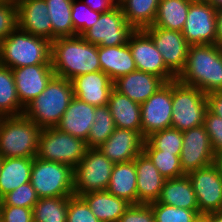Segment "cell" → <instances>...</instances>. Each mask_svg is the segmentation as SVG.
Returning a JSON list of instances; mask_svg holds the SVG:
<instances>
[{"instance_id": "obj_45", "label": "cell", "mask_w": 222, "mask_h": 222, "mask_svg": "<svg viewBox=\"0 0 222 222\" xmlns=\"http://www.w3.org/2000/svg\"><path fill=\"white\" fill-rule=\"evenodd\" d=\"M0 222H33V210L11 205H0Z\"/></svg>"}, {"instance_id": "obj_20", "label": "cell", "mask_w": 222, "mask_h": 222, "mask_svg": "<svg viewBox=\"0 0 222 222\" xmlns=\"http://www.w3.org/2000/svg\"><path fill=\"white\" fill-rule=\"evenodd\" d=\"M18 28L52 42V25L45 0H16Z\"/></svg>"}, {"instance_id": "obj_21", "label": "cell", "mask_w": 222, "mask_h": 222, "mask_svg": "<svg viewBox=\"0 0 222 222\" xmlns=\"http://www.w3.org/2000/svg\"><path fill=\"white\" fill-rule=\"evenodd\" d=\"M133 161L137 173V204L157 202L166 179L143 151Z\"/></svg>"}, {"instance_id": "obj_44", "label": "cell", "mask_w": 222, "mask_h": 222, "mask_svg": "<svg viewBox=\"0 0 222 222\" xmlns=\"http://www.w3.org/2000/svg\"><path fill=\"white\" fill-rule=\"evenodd\" d=\"M118 222H155L150 204H130Z\"/></svg>"}, {"instance_id": "obj_16", "label": "cell", "mask_w": 222, "mask_h": 222, "mask_svg": "<svg viewBox=\"0 0 222 222\" xmlns=\"http://www.w3.org/2000/svg\"><path fill=\"white\" fill-rule=\"evenodd\" d=\"M128 45L137 70L160 77L165 83L177 79L166 67L152 39L143 30H135L128 39Z\"/></svg>"}, {"instance_id": "obj_48", "label": "cell", "mask_w": 222, "mask_h": 222, "mask_svg": "<svg viewBox=\"0 0 222 222\" xmlns=\"http://www.w3.org/2000/svg\"><path fill=\"white\" fill-rule=\"evenodd\" d=\"M216 44L222 48V7L217 10V38Z\"/></svg>"}, {"instance_id": "obj_32", "label": "cell", "mask_w": 222, "mask_h": 222, "mask_svg": "<svg viewBox=\"0 0 222 222\" xmlns=\"http://www.w3.org/2000/svg\"><path fill=\"white\" fill-rule=\"evenodd\" d=\"M52 25V41L59 37H74L71 18L73 0H45Z\"/></svg>"}, {"instance_id": "obj_11", "label": "cell", "mask_w": 222, "mask_h": 222, "mask_svg": "<svg viewBox=\"0 0 222 222\" xmlns=\"http://www.w3.org/2000/svg\"><path fill=\"white\" fill-rule=\"evenodd\" d=\"M217 10L206 0L190 3L182 34L189 45L216 44Z\"/></svg>"}, {"instance_id": "obj_10", "label": "cell", "mask_w": 222, "mask_h": 222, "mask_svg": "<svg viewBox=\"0 0 222 222\" xmlns=\"http://www.w3.org/2000/svg\"><path fill=\"white\" fill-rule=\"evenodd\" d=\"M134 31L117 4L110 11L101 13L94 26L86 30L81 37L97 46H119L127 44Z\"/></svg>"}, {"instance_id": "obj_23", "label": "cell", "mask_w": 222, "mask_h": 222, "mask_svg": "<svg viewBox=\"0 0 222 222\" xmlns=\"http://www.w3.org/2000/svg\"><path fill=\"white\" fill-rule=\"evenodd\" d=\"M96 107L73 97L56 126L60 131L87 141Z\"/></svg>"}, {"instance_id": "obj_46", "label": "cell", "mask_w": 222, "mask_h": 222, "mask_svg": "<svg viewBox=\"0 0 222 222\" xmlns=\"http://www.w3.org/2000/svg\"><path fill=\"white\" fill-rule=\"evenodd\" d=\"M208 110L222 118V91L207 95Z\"/></svg>"}, {"instance_id": "obj_38", "label": "cell", "mask_w": 222, "mask_h": 222, "mask_svg": "<svg viewBox=\"0 0 222 222\" xmlns=\"http://www.w3.org/2000/svg\"><path fill=\"white\" fill-rule=\"evenodd\" d=\"M155 150H161L163 153H173L180 155L182 148V131L175 128H166L157 131L145 139Z\"/></svg>"}, {"instance_id": "obj_39", "label": "cell", "mask_w": 222, "mask_h": 222, "mask_svg": "<svg viewBox=\"0 0 222 222\" xmlns=\"http://www.w3.org/2000/svg\"><path fill=\"white\" fill-rule=\"evenodd\" d=\"M100 14L92 10L82 0H73L71 18L74 27V36H81L86 30L94 26Z\"/></svg>"}, {"instance_id": "obj_37", "label": "cell", "mask_w": 222, "mask_h": 222, "mask_svg": "<svg viewBox=\"0 0 222 222\" xmlns=\"http://www.w3.org/2000/svg\"><path fill=\"white\" fill-rule=\"evenodd\" d=\"M154 214L155 222H201L199 210H188L175 206L150 203Z\"/></svg>"}, {"instance_id": "obj_36", "label": "cell", "mask_w": 222, "mask_h": 222, "mask_svg": "<svg viewBox=\"0 0 222 222\" xmlns=\"http://www.w3.org/2000/svg\"><path fill=\"white\" fill-rule=\"evenodd\" d=\"M143 152L150 158L165 179L177 178L185 175L180 165V155L163 153L155 150L146 140L143 144Z\"/></svg>"}, {"instance_id": "obj_31", "label": "cell", "mask_w": 222, "mask_h": 222, "mask_svg": "<svg viewBox=\"0 0 222 222\" xmlns=\"http://www.w3.org/2000/svg\"><path fill=\"white\" fill-rule=\"evenodd\" d=\"M193 0H160L156 19L152 26L182 31L190 3Z\"/></svg>"}, {"instance_id": "obj_22", "label": "cell", "mask_w": 222, "mask_h": 222, "mask_svg": "<svg viewBox=\"0 0 222 222\" xmlns=\"http://www.w3.org/2000/svg\"><path fill=\"white\" fill-rule=\"evenodd\" d=\"M164 84L160 77L135 70L113 81V89L142 104Z\"/></svg>"}, {"instance_id": "obj_8", "label": "cell", "mask_w": 222, "mask_h": 222, "mask_svg": "<svg viewBox=\"0 0 222 222\" xmlns=\"http://www.w3.org/2000/svg\"><path fill=\"white\" fill-rule=\"evenodd\" d=\"M88 146L85 140L60 131L57 127L41 129L36 157L60 162L73 169L86 155Z\"/></svg>"}, {"instance_id": "obj_51", "label": "cell", "mask_w": 222, "mask_h": 222, "mask_svg": "<svg viewBox=\"0 0 222 222\" xmlns=\"http://www.w3.org/2000/svg\"><path fill=\"white\" fill-rule=\"evenodd\" d=\"M209 2L213 7L220 8L222 7V0H206Z\"/></svg>"}, {"instance_id": "obj_25", "label": "cell", "mask_w": 222, "mask_h": 222, "mask_svg": "<svg viewBox=\"0 0 222 222\" xmlns=\"http://www.w3.org/2000/svg\"><path fill=\"white\" fill-rule=\"evenodd\" d=\"M108 107L116 128L138 131L142 135L141 104L113 89L109 96Z\"/></svg>"}, {"instance_id": "obj_26", "label": "cell", "mask_w": 222, "mask_h": 222, "mask_svg": "<svg viewBox=\"0 0 222 222\" xmlns=\"http://www.w3.org/2000/svg\"><path fill=\"white\" fill-rule=\"evenodd\" d=\"M157 202L188 210H199L188 175L166 179Z\"/></svg>"}, {"instance_id": "obj_18", "label": "cell", "mask_w": 222, "mask_h": 222, "mask_svg": "<svg viewBox=\"0 0 222 222\" xmlns=\"http://www.w3.org/2000/svg\"><path fill=\"white\" fill-rule=\"evenodd\" d=\"M144 138L138 131L115 128L98 149L113 163L133 161L142 151Z\"/></svg>"}, {"instance_id": "obj_6", "label": "cell", "mask_w": 222, "mask_h": 222, "mask_svg": "<svg viewBox=\"0 0 222 222\" xmlns=\"http://www.w3.org/2000/svg\"><path fill=\"white\" fill-rule=\"evenodd\" d=\"M30 182L38 198L74 195V169L67 164L34 157Z\"/></svg>"}, {"instance_id": "obj_14", "label": "cell", "mask_w": 222, "mask_h": 222, "mask_svg": "<svg viewBox=\"0 0 222 222\" xmlns=\"http://www.w3.org/2000/svg\"><path fill=\"white\" fill-rule=\"evenodd\" d=\"M172 122V81L166 82L144 103L141 104L142 136L171 127Z\"/></svg>"}, {"instance_id": "obj_50", "label": "cell", "mask_w": 222, "mask_h": 222, "mask_svg": "<svg viewBox=\"0 0 222 222\" xmlns=\"http://www.w3.org/2000/svg\"><path fill=\"white\" fill-rule=\"evenodd\" d=\"M214 164L217 166L222 177V153L215 155Z\"/></svg>"}, {"instance_id": "obj_7", "label": "cell", "mask_w": 222, "mask_h": 222, "mask_svg": "<svg viewBox=\"0 0 222 222\" xmlns=\"http://www.w3.org/2000/svg\"><path fill=\"white\" fill-rule=\"evenodd\" d=\"M207 110V95L202 90L172 81V128L183 132L203 125Z\"/></svg>"}, {"instance_id": "obj_47", "label": "cell", "mask_w": 222, "mask_h": 222, "mask_svg": "<svg viewBox=\"0 0 222 222\" xmlns=\"http://www.w3.org/2000/svg\"><path fill=\"white\" fill-rule=\"evenodd\" d=\"M87 4L92 10L105 13L110 11L113 7L117 5L115 0H82Z\"/></svg>"}, {"instance_id": "obj_5", "label": "cell", "mask_w": 222, "mask_h": 222, "mask_svg": "<svg viewBox=\"0 0 222 222\" xmlns=\"http://www.w3.org/2000/svg\"><path fill=\"white\" fill-rule=\"evenodd\" d=\"M41 128L24 114L0 117V156L34 158Z\"/></svg>"}, {"instance_id": "obj_29", "label": "cell", "mask_w": 222, "mask_h": 222, "mask_svg": "<svg viewBox=\"0 0 222 222\" xmlns=\"http://www.w3.org/2000/svg\"><path fill=\"white\" fill-rule=\"evenodd\" d=\"M34 158H2L0 199L20 185L30 182Z\"/></svg>"}, {"instance_id": "obj_17", "label": "cell", "mask_w": 222, "mask_h": 222, "mask_svg": "<svg viewBox=\"0 0 222 222\" xmlns=\"http://www.w3.org/2000/svg\"><path fill=\"white\" fill-rule=\"evenodd\" d=\"M16 92L25 108L46 88L55 76L52 64H36L12 69Z\"/></svg>"}, {"instance_id": "obj_30", "label": "cell", "mask_w": 222, "mask_h": 222, "mask_svg": "<svg viewBox=\"0 0 222 222\" xmlns=\"http://www.w3.org/2000/svg\"><path fill=\"white\" fill-rule=\"evenodd\" d=\"M160 0H120L127 23L134 30H143L153 25Z\"/></svg>"}, {"instance_id": "obj_2", "label": "cell", "mask_w": 222, "mask_h": 222, "mask_svg": "<svg viewBox=\"0 0 222 222\" xmlns=\"http://www.w3.org/2000/svg\"><path fill=\"white\" fill-rule=\"evenodd\" d=\"M205 95L222 91V48L217 44L190 45L184 70L177 77Z\"/></svg>"}, {"instance_id": "obj_40", "label": "cell", "mask_w": 222, "mask_h": 222, "mask_svg": "<svg viewBox=\"0 0 222 222\" xmlns=\"http://www.w3.org/2000/svg\"><path fill=\"white\" fill-rule=\"evenodd\" d=\"M38 199L39 198L35 189L31 185V182H28L4 195L0 199V205H11L33 209Z\"/></svg>"}, {"instance_id": "obj_19", "label": "cell", "mask_w": 222, "mask_h": 222, "mask_svg": "<svg viewBox=\"0 0 222 222\" xmlns=\"http://www.w3.org/2000/svg\"><path fill=\"white\" fill-rule=\"evenodd\" d=\"M74 97L95 107L108 105L113 81L103 71L79 75L71 80Z\"/></svg>"}, {"instance_id": "obj_35", "label": "cell", "mask_w": 222, "mask_h": 222, "mask_svg": "<svg viewBox=\"0 0 222 222\" xmlns=\"http://www.w3.org/2000/svg\"><path fill=\"white\" fill-rule=\"evenodd\" d=\"M95 119L87 138L88 148H98L115 130V123L108 105L95 109Z\"/></svg>"}, {"instance_id": "obj_43", "label": "cell", "mask_w": 222, "mask_h": 222, "mask_svg": "<svg viewBox=\"0 0 222 222\" xmlns=\"http://www.w3.org/2000/svg\"><path fill=\"white\" fill-rule=\"evenodd\" d=\"M203 126L209 135L215 155L222 153V118L207 110Z\"/></svg>"}, {"instance_id": "obj_13", "label": "cell", "mask_w": 222, "mask_h": 222, "mask_svg": "<svg viewBox=\"0 0 222 222\" xmlns=\"http://www.w3.org/2000/svg\"><path fill=\"white\" fill-rule=\"evenodd\" d=\"M180 165L185 175L214 163L215 153L203 125L182 132Z\"/></svg>"}, {"instance_id": "obj_49", "label": "cell", "mask_w": 222, "mask_h": 222, "mask_svg": "<svg viewBox=\"0 0 222 222\" xmlns=\"http://www.w3.org/2000/svg\"><path fill=\"white\" fill-rule=\"evenodd\" d=\"M201 222H222V211L203 215L201 217Z\"/></svg>"}, {"instance_id": "obj_1", "label": "cell", "mask_w": 222, "mask_h": 222, "mask_svg": "<svg viewBox=\"0 0 222 222\" xmlns=\"http://www.w3.org/2000/svg\"><path fill=\"white\" fill-rule=\"evenodd\" d=\"M51 62L55 76L70 81L79 75L101 71L98 46L81 36L59 37L52 41Z\"/></svg>"}, {"instance_id": "obj_24", "label": "cell", "mask_w": 222, "mask_h": 222, "mask_svg": "<svg viewBox=\"0 0 222 222\" xmlns=\"http://www.w3.org/2000/svg\"><path fill=\"white\" fill-rule=\"evenodd\" d=\"M101 71L112 81L137 70L128 43L119 46H98Z\"/></svg>"}, {"instance_id": "obj_34", "label": "cell", "mask_w": 222, "mask_h": 222, "mask_svg": "<svg viewBox=\"0 0 222 222\" xmlns=\"http://www.w3.org/2000/svg\"><path fill=\"white\" fill-rule=\"evenodd\" d=\"M68 197L39 198L33 207V222H66Z\"/></svg>"}, {"instance_id": "obj_27", "label": "cell", "mask_w": 222, "mask_h": 222, "mask_svg": "<svg viewBox=\"0 0 222 222\" xmlns=\"http://www.w3.org/2000/svg\"><path fill=\"white\" fill-rule=\"evenodd\" d=\"M100 222H118L130 203L106 191H97L81 196Z\"/></svg>"}, {"instance_id": "obj_33", "label": "cell", "mask_w": 222, "mask_h": 222, "mask_svg": "<svg viewBox=\"0 0 222 222\" xmlns=\"http://www.w3.org/2000/svg\"><path fill=\"white\" fill-rule=\"evenodd\" d=\"M24 109L17 96L12 69L0 65V117L19 116Z\"/></svg>"}, {"instance_id": "obj_12", "label": "cell", "mask_w": 222, "mask_h": 222, "mask_svg": "<svg viewBox=\"0 0 222 222\" xmlns=\"http://www.w3.org/2000/svg\"><path fill=\"white\" fill-rule=\"evenodd\" d=\"M187 175L195 192L199 214L222 211V177L217 166L213 163Z\"/></svg>"}, {"instance_id": "obj_15", "label": "cell", "mask_w": 222, "mask_h": 222, "mask_svg": "<svg viewBox=\"0 0 222 222\" xmlns=\"http://www.w3.org/2000/svg\"><path fill=\"white\" fill-rule=\"evenodd\" d=\"M143 31L161 53L166 67L178 77L185 68L190 46L182 32L159 27H147Z\"/></svg>"}, {"instance_id": "obj_4", "label": "cell", "mask_w": 222, "mask_h": 222, "mask_svg": "<svg viewBox=\"0 0 222 222\" xmlns=\"http://www.w3.org/2000/svg\"><path fill=\"white\" fill-rule=\"evenodd\" d=\"M74 97L70 80L54 76L24 109V115L41 129L56 127Z\"/></svg>"}, {"instance_id": "obj_9", "label": "cell", "mask_w": 222, "mask_h": 222, "mask_svg": "<svg viewBox=\"0 0 222 222\" xmlns=\"http://www.w3.org/2000/svg\"><path fill=\"white\" fill-rule=\"evenodd\" d=\"M114 163L98 148H88L86 155L74 168V195L106 191Z\"/></svg>"}, {"instance_id": "obj_28", "label": "cell", "mask_w": 222, "mask_h": 222, "mask_svg": "<svg viewBox=\"0 0 222 222\" xmlns=\"http://www.w3.org/2000/svg\"><path fill=\"white\" fill-rule=\"evenodd\" d=\"M137 173L134 161L114 163L107 191L130 204H137Z\"/></svg>"}, {"instance_id": "obj_41", "label": "cell", "mask_w": 222, "mask_h": 222, "mask_svg": "<svg viewBox=\"0 0 222 222\" xmlns=\"http://www.w3.org/2000/svg\"><path fill=\"white\" fill-rule=\"evenodd\" d=\"M66 222H100L91 211L86 201L73 195L68 197L67 219Z\"/></svg>"}, {"instance_id": "obj_42", "label": "cell", "mask_w": 222, "mask_h": 222, "mask_svg": "<svg viewBox=\"0 0 222 222\" xmlns=\"http://www.w3.org/2000/svg\"><path fill=\"white\" fill-rule=\"evenodd\" d=\"M18 27L16 1L0 3V43Z\"/></svg>"}, {"instance_id": "obj_3", "label": "cell", "mask_w": 222, "mask_h": 222, "mask_svg": "<svg viewBox=\"0 0 222 222\" xmlns=\"http://www.w3.org/2000/svg\"><path fill=\"white\" fill-rule=\"evenodd\" d=\"M52 64L51 42L16 28L0 43V65L11 69Z\"/></svg>"}, {"instance_id": "obj_52", "label": "cell", "mask_w": 222, "mask_h": 222, "mask_svg": "<svg viewBox=\"0 0 222 222\" xmlns=\"http://www.w3.org/2000/svg\"><path fill=\"white\" fill-rule=\"evenodd\" d=\"M1 167H2V157L0 156V171H1Z\"/></svg>"}]
</instances>
